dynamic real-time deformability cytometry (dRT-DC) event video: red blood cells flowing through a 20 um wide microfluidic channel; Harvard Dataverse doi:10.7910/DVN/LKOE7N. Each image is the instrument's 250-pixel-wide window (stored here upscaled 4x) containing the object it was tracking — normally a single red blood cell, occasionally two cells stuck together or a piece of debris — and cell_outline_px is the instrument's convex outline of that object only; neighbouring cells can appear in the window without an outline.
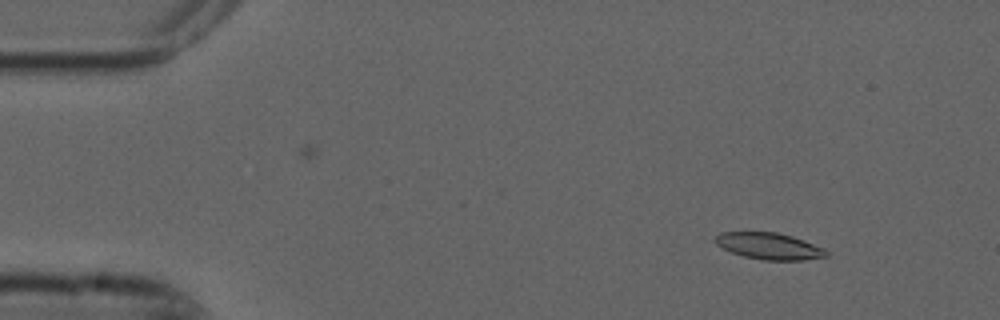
{"species": "common noctule bat (a hibernating species)", "species_latin": "Nyctalus noctula", "temperature_condition": "cold", "stored_images_in_passage": 4, "camera_frame_rate_fps": 3000, "um_per_image_px": 0.085, "animal": {"sex": "male", "forearm_length_mm": 52.5}, "frame": {"image": 1, "passage_image": 1, "time_ms": 0.0, "image_size_px": [1000, 320], "cell_outline_px": [[828, 256], [804, 260], [764, 260], [744, 256], [732, 252], [716, 244], [712, 240], [720, 232], [776, 232], [792, 236], [804, 240], [824, 248], [828, 252]], "centroid_in_image_um": [65.38, 20.91], "position_along_channel_um": 19.6, "area_um2": 17.17}}
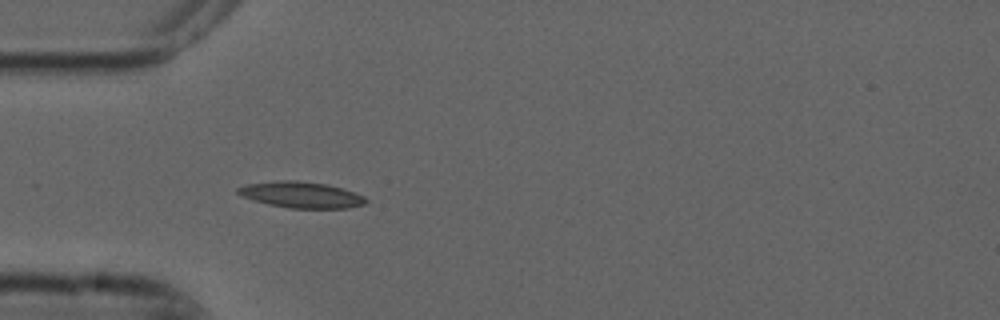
{"frame": {"image": 2, "passage_image": 4, "time_ms": 1.0, "image_size_px": [1000, 320], "cell_outline_px": [[368, 200], [364, 204], [348, 208], [288, 208], [268, 204], [252, 200], [236, 192], [236, 188], [248, 184], [280, 180], [296, 180], [328, 184], [356, 192], [364, 196]], "centroid_in_image_um": [25.63, 16.55], "position_along_channel_um": 59.4, "area_um2": 19.54}}